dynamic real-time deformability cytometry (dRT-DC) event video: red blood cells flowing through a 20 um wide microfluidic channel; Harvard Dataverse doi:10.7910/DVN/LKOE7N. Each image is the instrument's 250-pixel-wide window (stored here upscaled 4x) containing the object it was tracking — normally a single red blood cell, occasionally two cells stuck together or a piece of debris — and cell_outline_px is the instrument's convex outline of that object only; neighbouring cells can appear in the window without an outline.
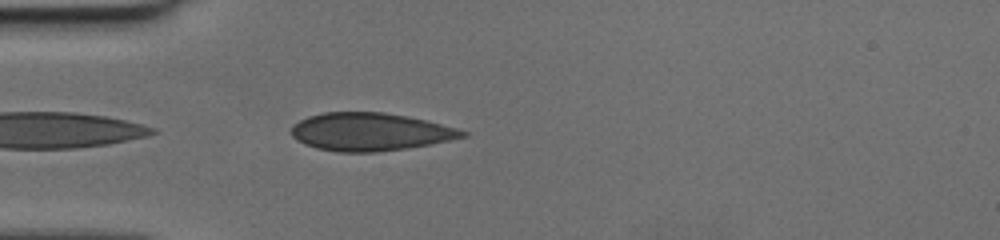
{"species": "human", "species_latin": "Homo sapiens", "temperature_condition": "cold", "stored_images_in_passage": 36, "camera_frame_rate_fps": 3000, "um_per_image_px": 0.085, "donor": {"sex": "female"}, "frame": {"image": 1, "passage_image": 1, "time_ms": 0.0, "image_size_px": [1000, 240], "cell_outline_px": [[468, 136], [408, 148], [376, 152], [340, 152], [316, 148], [304, 144], [292, 136], [292, 124], [308, 116], [324, 112], [384, 112], [424, 120], [456, 128], [468, 132]], "centroid_in_image_um": [31.42, 11.21], "position_along_channel_um": 53.6, "area_um2": 37.51}}
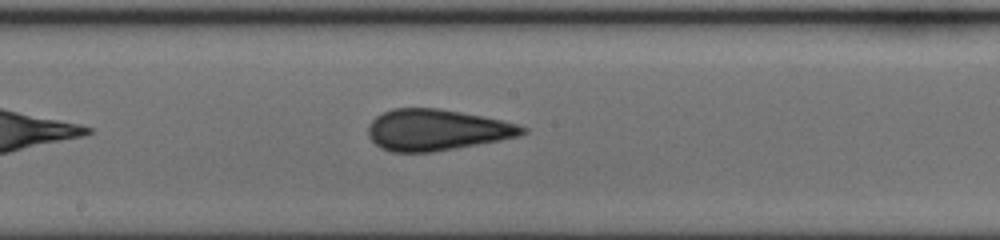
{"frame": {"image": 2, "passage_image": 13, "time_ms": 4.0, "image_size_px": [1000, 240], "cell_outline_px": [[528, 132], [520, 136], [500, 140], [432, 152], [392, 152], [380, 148], [368, 136], [368, 128], [372, 120], [376, 116], [392, 108], [440, 108], [484, 116], [516, 124], [528, 128]], "centroid_in_image_um": [37.12, 11.04], "position_along_channel_um": 211.1, "area_um2": 36.99}}
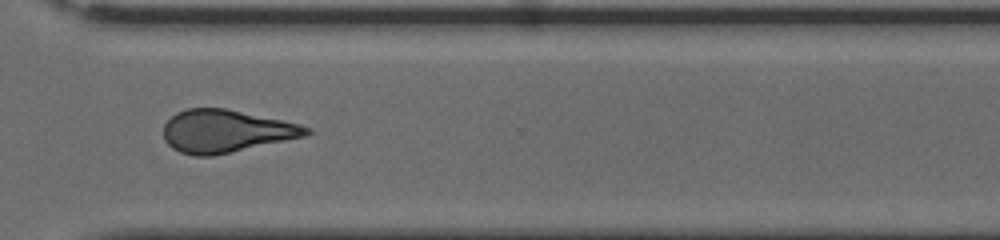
{"frame": {"image": 3, "passage_image": 23, "time_ms": 7.333, "image_size_px": [1000, 240], "cell_outline_px": [[312, 132], [308, 136], [212, 156], [192, 156], [180, 152], [172, 148], [164, 140], [164, 124], [176, 112], [188, 108], [224, 108], [300, 124], [312, 128]], "centroid_in_image_um": [19.21, 11.16], "position_along_channel_um": 351.4, "area_um2": 35.55}}